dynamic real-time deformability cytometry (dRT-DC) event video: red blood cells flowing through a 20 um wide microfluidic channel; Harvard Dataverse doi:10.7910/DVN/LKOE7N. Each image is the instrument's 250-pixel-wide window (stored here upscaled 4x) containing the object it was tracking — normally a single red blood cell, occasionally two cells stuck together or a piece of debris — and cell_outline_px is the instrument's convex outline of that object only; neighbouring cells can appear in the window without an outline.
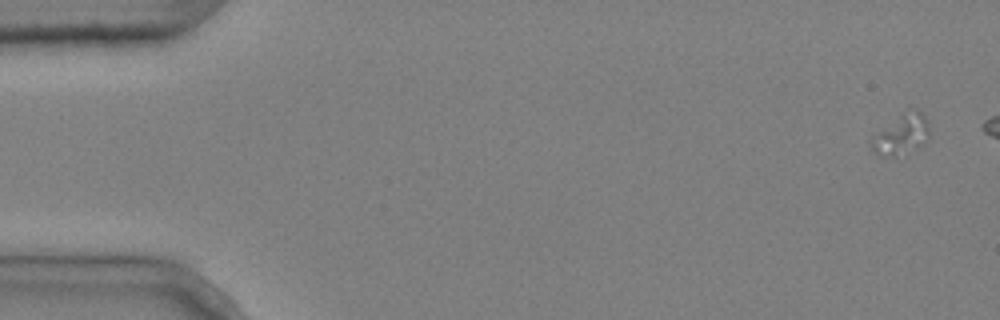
{"species": "common noctule bat (a hibernating species)", "species_latin": "Nyctalus noctula", "temperature_condition": "cold", "stored_images_in_passage": 3, "segment_of_instrument_passage": [1, 2], "camera_frame_rate_fps": 3000, "um_per_image_px": 0.085, "animal": {"sex": "male", "body_mass_g": 20.4}, "frame": {"image": 1, "passage_image": 1, "time_ms": 0.0, "image_size_px": [1000, 320], "cell_outline_px": [[928, 140], [924, 144], [916, 148], [896, 156], [876, 156], [872, 152], [868, 144], [872, 136], [900, 116], [916, 112], [920, 112], [928, 120]], "centroid_in_image_um": [76.56, 11.54], "position_along_channel_um": 8.4, "area_um2": 13.12}}